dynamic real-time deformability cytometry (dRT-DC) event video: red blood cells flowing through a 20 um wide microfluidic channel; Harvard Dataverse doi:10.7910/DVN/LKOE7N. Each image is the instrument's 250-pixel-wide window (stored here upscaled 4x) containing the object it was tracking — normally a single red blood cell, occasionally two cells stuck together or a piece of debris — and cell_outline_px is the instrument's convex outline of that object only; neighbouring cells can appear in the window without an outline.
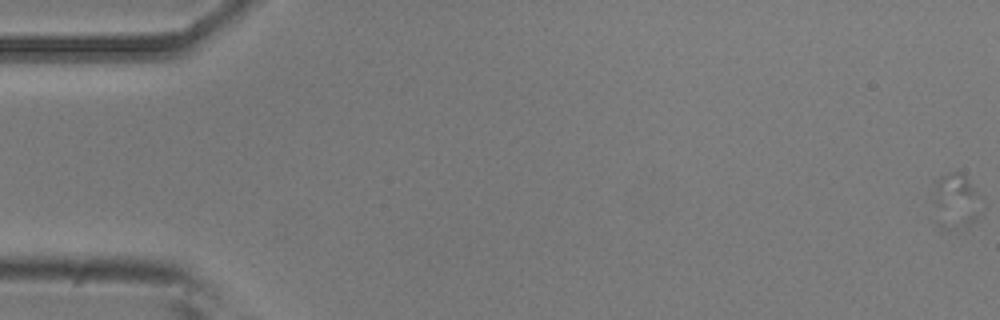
{"species": "common noctule bat (a hibernating species)", "species_latin": "Nyctalus noctula", "temperature_condition": "room temperature", "stored_images_in_passage": 5, "camera_frame_rate_fps": 3000, "um_per_image_px": 0.085, "animal": {"sex": "male", "body_mass_g": 20.5, "forearm_length_mm": 52.5}, "frame": {"image": 1, "passage_image": 1, "time_ms": 0.0, "image_size_px": [1000, 320], "cell_outline_px": [[984, 212], [960, 232], [952, 228], [936, 184], [936, 180], [940, 176], [952, 172], [960, 172], [964, 176], [984, 200]], "centroid_in_image_um": [81.57, 17.0], "position_along_channel_um": 3.4, "area_um2": 13.24}}
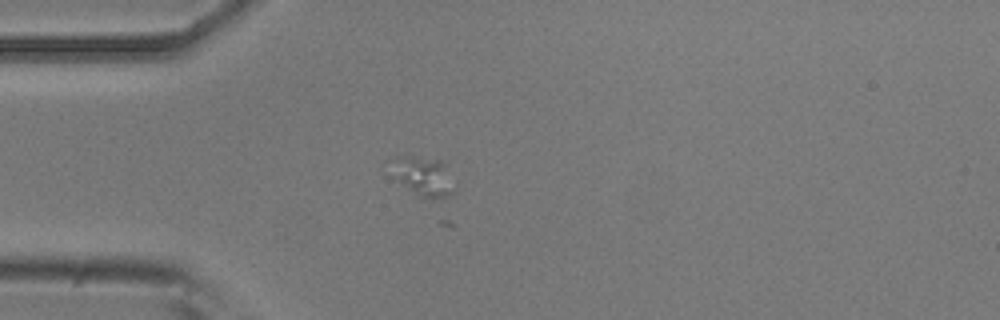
{"frame": {"image": 2, "passage_image": 5, "time_ms": 1.333, "image_size_px": [1000, 320], "cell_outline_px": [[456, 192], [448, 196], [424, 196], [404, 184], [400, 180], [412, 160], [444, 160], [456, 188]], "centroid_in_image_um": [36.49, 15.14], "position_along_channel_um": 48.5, "area_um2": 11.1}}